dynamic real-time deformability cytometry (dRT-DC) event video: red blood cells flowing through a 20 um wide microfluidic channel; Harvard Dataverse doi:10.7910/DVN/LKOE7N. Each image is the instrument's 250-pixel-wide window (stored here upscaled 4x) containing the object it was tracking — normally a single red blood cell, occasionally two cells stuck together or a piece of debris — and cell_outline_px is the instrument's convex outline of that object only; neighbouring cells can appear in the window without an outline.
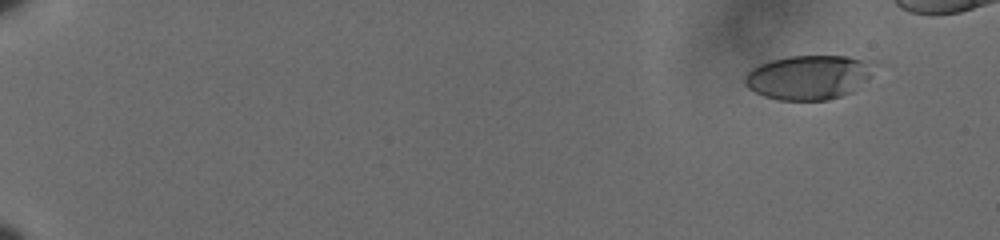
{"species": "human", "species_latin": "Homo sapiens", "temperature_condition": "cold", "stored_images_in_passage": 53, "camera_frame_rate_fps": 3000, "um_per_image_px": 0.085, "donor": {"sex": "male"}, "frame": {"image": 1, "passage_image": 1, "time_ms": 0.0, "image_size_px": [1000, 240], "cell_outline_px": [[872, 76], [852, 92], [828, 100], [780, 100], [764, 96], [748, 88], [744, 84], [744, 76], [752, 68], [760, 64], [772, 60], [788, 56], [848, 56], [860, 60], [864, 64]], "centroid_in_image_um": [68.62, 6.59], "position_along_channel_um": 16.4, "area_um2": 32.71}}
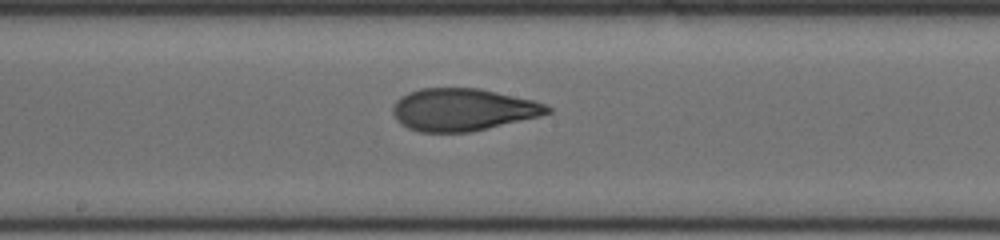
{"frame": {"image": 2, "passage_image": 32, "time_ms": 10.333, "image_size_px": [1000, 240], "cell_outline_px": [[552, 112], [540, 116], [468, 132], [420, 132], [408, 128], [400, 124], [392, 112], [392, 108], [396, 100], [400, 96], [408, 92], [420, 88], [480, 88], [532, 100], [548, 104], [552, 108]], "centroid_in_image_um": [39.32, 9.31], "position_along_channel_um": 208.9, "area_um2": 38.15}}
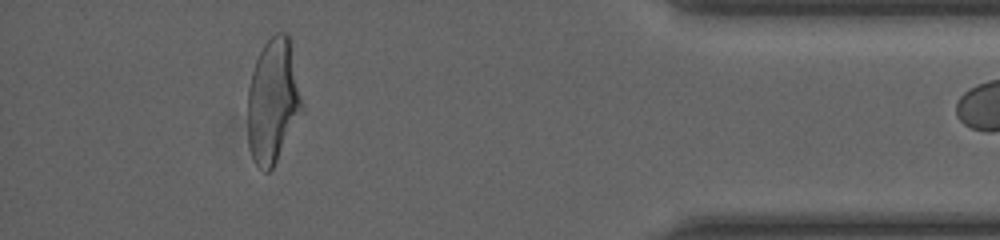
{"frame": {"image": 3, "passage_image": 52, "time_ms": 17.0, "image_size_px": [1000, 240], "cell_outline_px": [[304, 108], [272, 168], [268, 172], [264, 172], [256, 164], [252, 156], [248, 144], [248, 88], [252, 72], [256, 60], [264, 44], [276, 32], [288, 32]], "centroid_in_image_um": [23.2, 8.57], "position_along_channel_um": 412.0, "area_um2": 39.07}}